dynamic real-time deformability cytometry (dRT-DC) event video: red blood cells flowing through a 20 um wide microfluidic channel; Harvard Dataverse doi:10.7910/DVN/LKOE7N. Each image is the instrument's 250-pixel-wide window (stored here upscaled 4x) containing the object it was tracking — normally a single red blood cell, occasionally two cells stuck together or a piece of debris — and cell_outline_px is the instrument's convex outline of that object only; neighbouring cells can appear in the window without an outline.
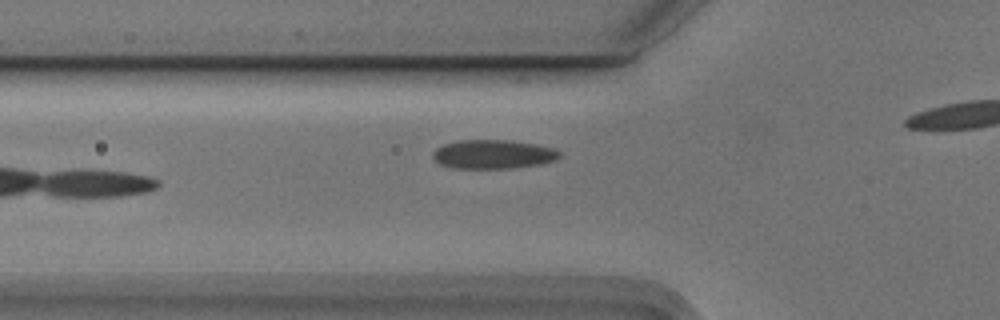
{"species": "Egyptian fruit bat (a non-hibernating species)", "species_latin": "Rousettus aegyptiacus", "temperature_condition": "cold", "stored_images_in_passage": 7, "segment_of_instrument_passage": [1, 2], "camera_frame_rate_fps": 3000, "um_per_image_px": 0.085, "animal": {"sex": "male"}, "frame": {"image": 1, "passage_image": 6, "time_ms": 1.667, "image_size_px": [1000, 320], "cell_outline_px": [[560, 156], [556, 160], [540, 164], [512, 168], [452, 168], [440, 164], [432, 156], [432, 152], [436, 148], [444, 144], [460, 140], [512, 140], [536, 144], [552, 148], [560, 152]], "centroid_in_image_um": [41.91, 13.11], "position_along_channel_um": 83.9, "area_um2": 21.39}}